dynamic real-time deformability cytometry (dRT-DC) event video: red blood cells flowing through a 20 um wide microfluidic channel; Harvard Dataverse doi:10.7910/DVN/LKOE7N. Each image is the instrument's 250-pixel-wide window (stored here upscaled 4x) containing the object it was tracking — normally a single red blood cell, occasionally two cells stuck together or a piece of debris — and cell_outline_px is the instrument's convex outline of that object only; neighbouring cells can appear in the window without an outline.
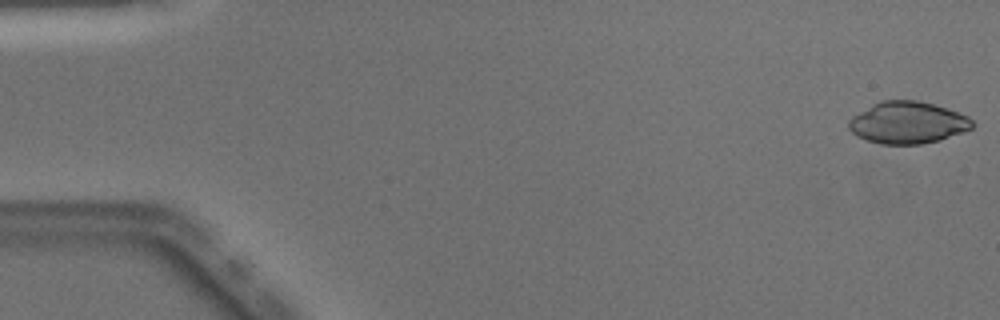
{"species": "Egyptian fruit bat (a non-hibernating species)", "species_latin": "Rousettus aegyptiacus", "temperature_condition": "warm", "stored_images_in_passage": 49, "camera_frame_rate_fps": 3000, "um_per_image_px": 0.085, "animal": {"sex": "male"}, "frame": {"image": 1, "passage_image": 1, "time_ms": 0.0, "image_size_px": [1000, 320], "cell_outline_px": [[976, 124], [972, 128], [964, 132], [940, 140], [920, 144], [880, 144], [856, 136], [848, 128], [848, 120], [852, 116], [872, 104], [880, 100], [920, 100], [948, 108], [968, 116]], "centroid_in_image_um": [77.16, 10.41], "position_along_channel_um": 7.8, "area_um2": 30.52}}
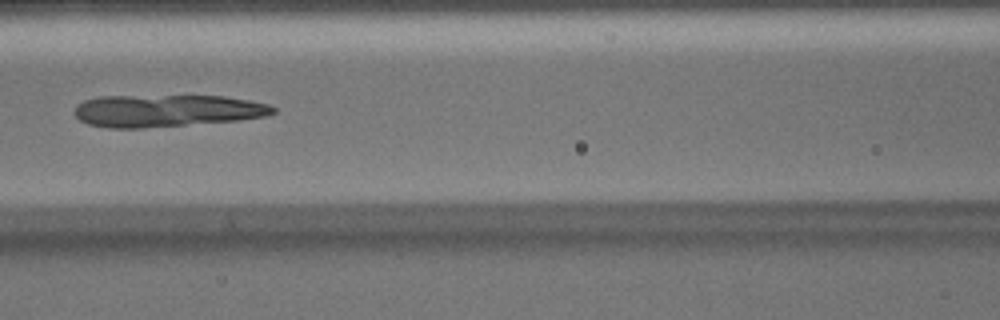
{"frame": {"image": 2, "passage_image": 22, "time_ms": 7.0, "image_size_px": [1000, 320], "cell_outline_px": [[276, 112], [264, 116], [240, 120], [144, 128], [112, 128], [88, 124], [80, 120], [72, 112], [76, 104], [84, 100], [100, 96], [224, 96], [248, 100], [268, 104], [276, 108]], "centroid_in_image_um": [14.14, 9.41], "position_along_channel_um": 152.5, "area_um2": 37.34}}
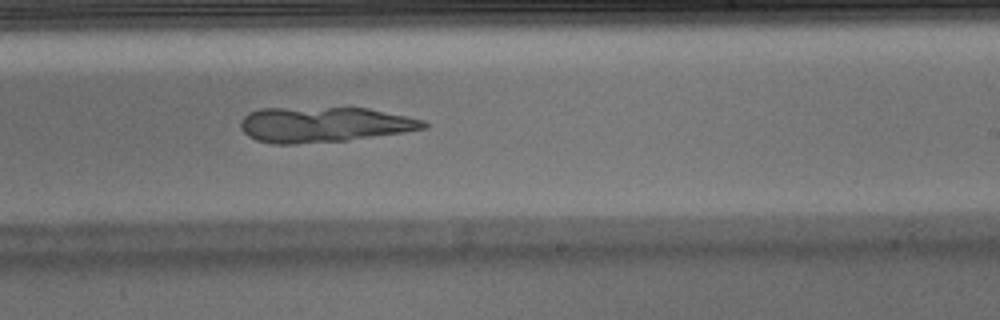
{"frame": {"image": 3, "passage_image": 30, "time_ms": 9.667, "image_size_px": [1000, 320], "cell_outline_px": [[428, 128], [404, 132], [344, 140], [292, 144], [272, 144], [256, 140], [248, 136], [244, 132], [240, 124], [244, 116], [248, 112], [260, 108], [368, 108], [408, 116], [424, 120], [428, 124]], "centroid_in_image_um": [27.53, 10.58], "position_along_channel_um": 261.5, "area_um2": 37.51}}